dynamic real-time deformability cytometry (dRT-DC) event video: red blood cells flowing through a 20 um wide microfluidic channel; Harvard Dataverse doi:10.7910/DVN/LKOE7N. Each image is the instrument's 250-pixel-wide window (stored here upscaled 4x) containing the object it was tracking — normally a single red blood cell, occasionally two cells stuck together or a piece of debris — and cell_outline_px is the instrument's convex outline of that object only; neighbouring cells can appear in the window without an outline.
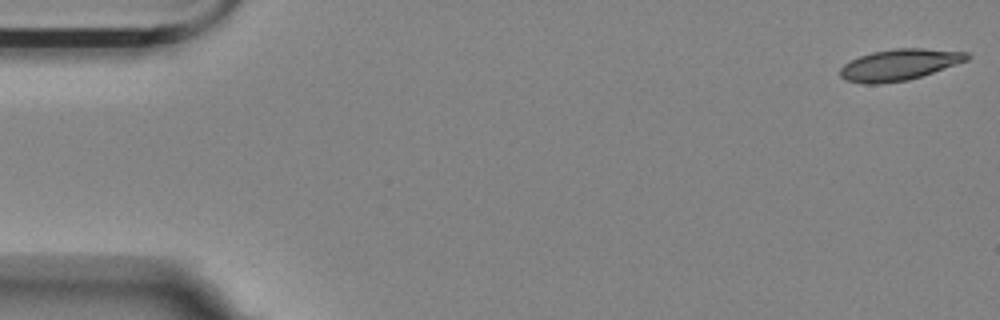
{"species": "Egyptian fruit bat (a non-hibernating species)", "species_latin": "Rousettus aegyptiacus", "temperature_condition": "room temperature", "stored_images_in_passage": 3, "camera_frame_rate_fps": 3000, "um_per_image_px": 0.085, "animal": {"sex": "female"}, "frame": {"image": 1, "passage_image": 1, "time_ms": 0.0, "image_size_px": [1000, 320], "cell_outline_px": [[972, 56], [968, 60], [908, 80], [880, 84], [864, 84], [844, 80], [840, 76], [840, 68], [844, 64], [860, 56], [872, 52], [892, 48], [924, 48], [968, 52]], "centroid_in_image_um": [76.43, 5.5], "position_along_channel_um": 8.6, "area_um2": 23.12}}